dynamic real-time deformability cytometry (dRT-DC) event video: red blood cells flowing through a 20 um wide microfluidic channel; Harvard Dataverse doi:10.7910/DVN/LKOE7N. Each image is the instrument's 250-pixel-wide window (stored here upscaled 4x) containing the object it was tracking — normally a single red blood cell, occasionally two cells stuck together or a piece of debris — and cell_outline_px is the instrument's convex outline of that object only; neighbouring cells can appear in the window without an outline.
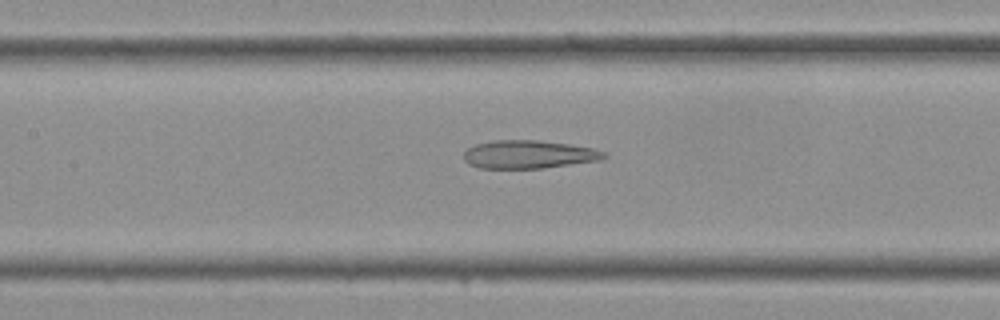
{"species": "Egyptian fruit bat (a non-hibernating species)", "species_latin": "Rousettus aegyptiacus", "temperature_condition": "cold", "stored_images_in_passage": 16, "camera_frame_rate_fps": 3000, "um_per_image_px": 0.085, "frame": {"image": 1, "passage_image": 14, "time_ms": 4.333, "image_size_px": [1000, 320], "cell_outline_px": [[608, 156], [600, 160], [544, 168], [480, 168], [468, 164], [464, 160], [464, 152], [468, 148], [476, 144], [496, 140], [540, 140], [568, 144], [592, 148], [604, 152]], "centroid_in_image_um": [44.93, 13.12], "position_along_channel_um": 162.5, "area_um2": 22.95}}